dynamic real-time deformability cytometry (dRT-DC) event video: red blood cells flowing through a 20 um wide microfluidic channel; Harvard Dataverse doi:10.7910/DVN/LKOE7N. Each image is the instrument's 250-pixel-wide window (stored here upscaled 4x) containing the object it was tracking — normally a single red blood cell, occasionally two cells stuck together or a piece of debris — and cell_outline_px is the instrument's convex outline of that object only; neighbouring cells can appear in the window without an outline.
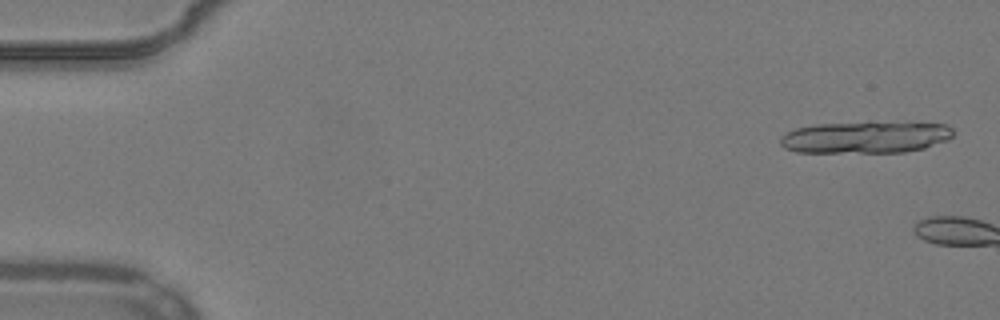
{"species": "common noctule bat (a hibernating species)", "species_latin": "Nyctalus noctula", "temperature_condition": "warm", "stored_images_in_passage": 3, "camera_frame_rate_fps": 3000, "um_per_image_px": 0.085, "animal": {"sex": "male", "body_mass_g": 19.2, "forearm_length_mm": 51.8}, "frame": {"image": 1, "passage_image": 2, "time_ms": 0.333, "image_size_px": [1000, 320], "cell_outline_px": [[952, 136], [948, 140], [924, 148], [904, 152], [796, 152], [784, 148], [780, 144], [780, 136], [796, 128], [816, 124], [944, 124], [952, 128]], "centroid_in_image_um": [73.5, 11.7], "position_along_channel_um": 11.5, "area_um2": 31.04}}